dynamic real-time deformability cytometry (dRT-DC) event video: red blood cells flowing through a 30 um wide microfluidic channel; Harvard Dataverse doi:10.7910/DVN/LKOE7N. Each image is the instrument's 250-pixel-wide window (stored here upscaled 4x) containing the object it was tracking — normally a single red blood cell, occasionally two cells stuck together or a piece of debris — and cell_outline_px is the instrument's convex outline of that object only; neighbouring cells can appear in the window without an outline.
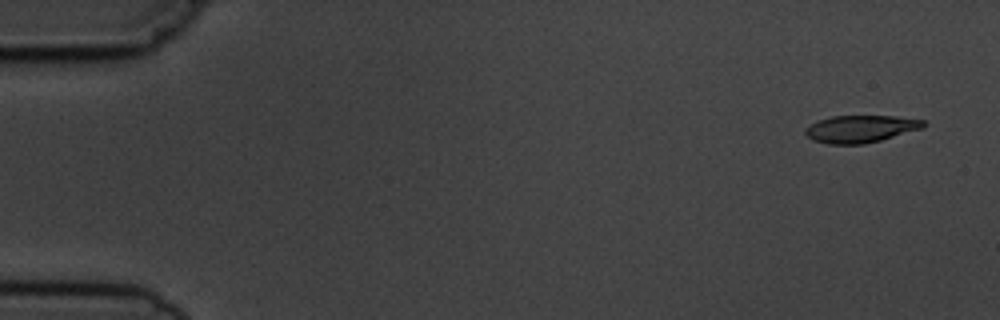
{"species": "common noctule bat (a hibernating species)", "species_latin": "Nyctalus noctula", "temperature_condition": "cold", "stored_images_in_passage": 5, "segment_of_instrument_passage": [1, 2], "camera_frame_rate_fps": 3000, "um_per_image_px": 0.085, "animal": {"sex": "male", "body_mass_g": 19.5, "forearm_length_mm": 54.6}, "frame": {"image": 1, "passage_image": 1, "time_ms": 0.0, "image_size_px": [1000, 320], "cell_outline_px": [[928, 124], [924, 128], [880, 140], [864, 144], [828, 144], [812, 140], [804, 132], [804, 128], [820, 120], [832, 116], [896, 116], [924, 120]], "centroid_in_image_um": [73.18, 10.95], "position_along_channel_um": 11.8, "area_um2": 18.79}}
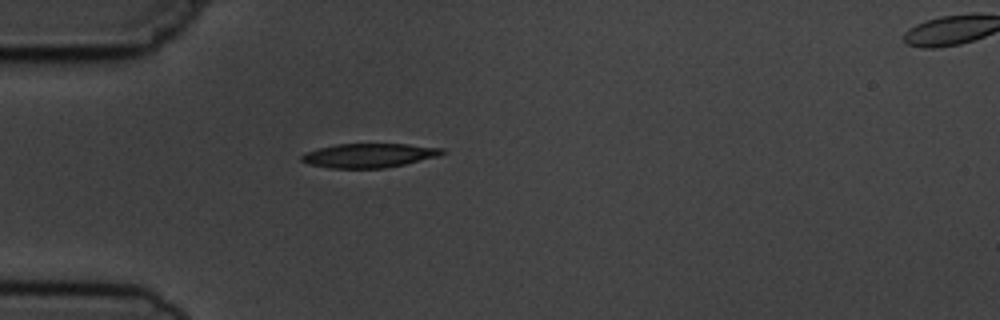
{"frame": {"image": 2, "passage_image": 4, "time_ms": 4.333, "image_size_px": [1000, 320], "cell_outline_px": [[444, 152], [440, 156], [404, 164], [384, 168], [328, 168], [308, 164], [300, 160], [300, 156], [304, 152], [336, 144], [408, 144], [444, 148]], "centroid_in_image_um": [31.35, 13.21], "position_along_channel_um": 53.7, "area_um2": 19.83}}